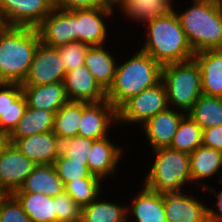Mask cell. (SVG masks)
<instances>
[{
  "instance_id": "15",
  "label": "cell",
  "mask_w": 222,
  "mask_h": 222,
  "mask_svg": "<svg viewBox=\"0 0 222 222\" xmlns=\"http://www.w3.org/2000/svg\"><path fill=\"white\" fill-rule=\"evenodd\" d=\"M36 166L11 144L0 158V186L9 194H13L20 189Z\"/></svg>"
},
{
  "instance_id": "19",
  "label": "cell",
  "mask_w": 222,
  "mask_h": 222,
  "mask_svg": "<svg viewBox=\"0 0 222 222\" xmlns=\"http://www.w3.org/2000/svg\"><path fill=\"white\" fill-rule=\"evenodd\" d=\"M26 108L27 102L21 84L0 82V132L10 134Z\"/></svg>"
},
{
  "instance_id": "32",
  "label": "cell",
  "mask_w": 222,
  "mask_h": 222,
  "mask_svg": "<svg viewBox=\"0 0 222 222\" xmlns=\"http://www.w3.org/2000/svg\"><path fill=\"white\" fill-rule=\"evenodd\" d=\"M203 129L186 113L177 127L170 148L192 153L202 145Z\"/></svg>"
},
{
  "instance_id": "14",
  "label": "cell",
  "mask_w": 222,
  "mask_h": 222,
  "mask_svg": "<svg viewBox=\"0 0 222 222\" xmlns=\"http://www.w3.org/2000/svg\"><path fill=\"white\" fill-rule=\"evenodd\" d=\"M110 141V137H103L93 140L88 158L87 166L91 174L102 181L107 177L115 176L118 165L122 162V146ZM110 175V176H109ZM112 175V176H111Z\"/></svg>"
},
{
  "instance_id": "25",
  "label": "cell",
  "mask_w": 222,
  "mask_h": 222,
  "mask_svg": "<svg viewBox=\"0 0 222 222\" xmlns=\"http://www.w3.org/2000/svg\"><path fill=\"white\" fill-rule=\"evenodd\" d=\"M105 46H90L85 56V66L107 92L114 82L118 61Z\"/></svg>"
},
{
  "instance_id": "22",
  "label": "cell",
  "mask_w": 222,
  "mask_h": 222,
  "mask_svg": "<svg viewBox=\"0 0 222 222\" xmlns=\"http://www.w3.org/2000/svg\"><path fill=\"white\" fill-rule=\"evenodd\" d=\"M194 59L201 70L202 94L222 97V49L197 52Z\"/></svg>"
},
{
  "instance_id": "17",
  "label": "cell",
  "mask_w": 222,
  "mask_h": 222,
  "mask_svg": "<svg viewBox=\"0 0 222 222\" xmlns=\"http://www.w3.org/2000/svg\"><path fill=\"white\" fill-rule=\"evenodd\" d=\"M185 114L184 111L168 107L142 125L141 130L153 150L170 147L179 122Z\"/></svg>"
},
{
  "instance_id": "31",
  "label": "cell",
  "mask_w": 222,
  "mask_h": 222,
  "mask_svg": "<svg viewBox=\"0 0 222 222\" xmlns=\"http://www.w3.org/2000/svg\"><path fill=\"white\" fill-rule=\"evenodd\" d=\"M204 130L222 125V98L202 94L188 112Z\"/></svg>"
},
{
  "instance_id": "18",
  "label": "cell",
  "mask_w": 222,
  "mask_h": 222,
  "mask_svg": "<svg viewBox=\"0 0 222 222\" xmlns=\"http://www.w3.org/2000/svg\"><path fill=\"white\" fill-rule=\"evenodd\" d=\"M64 85L69 101L95 103L106 99V91L85 65L66 72Z\"/></svg>"
},
{
  "instance_id": "40",
  "label": "cell",
  "mask_w": 222,
  "mask_h": 222,
  "mask_svg": "<svg viewBox=\"0 0 222 222\" xmlns=\"http://www.w3.org/2000/svg\"><path fill=\"white\" fill-rule=\"evenodd\" d=\"M202 145L222 151V125L204 129Z\"/></svg>"
},
{
  "instance_id": "43",
  "label": "cell",
  "mask_w": 222,
  "mask_h": 222,
  "mask_svg": "<svg viewBox=\"0 0 222 222\" xmlns=\"http://www.w3.org/2000/svg\"><path fill=\"white\" fill-rule=\"evenodd\" d=\"M10 196V194L0 186V207L2 206L3 202Z\"/></svg>"
},
{
  "instance_id": "7",
  "label": "cell",
  "mask_w": 222,
  "mask_h": 222,
  "mask_svg": "<svg viewBox=\"0 0 222 222\" xmlns=\"http://www.w3.org/2000/svg\"><path fill=\"white\" fill-rule=\"evenodd\" d=\"M166 86L161 80L156 85L143 90L127 100L118 110V127L120 125L140 124L168 108Z\"/></svg>"
},
{
  "instance_id": "42",
  "label": "cell",
  "mask_w": 222,
  "mask_h": 222,
  "mask_svg": "<svg viewBox=\"0 0 222 222\" xmlns=\"http://www.w3.org/2000/svg\"><path fill=\"white\" fill-rule=\"evenodd\" d=\"M11 144L10 135L5 132H0V158Z\"/></svg>"
},
{
  "instance_id": "23",
  "label": "cell",
  "mask_w": 222,
  "mask_h": 222,
  "mask_svg": "<svg viewBox=\"0 0 222 222\" xmlns=\"http://www.w3.org/2000/svg\"><path fill=\"white\" fill-rule=\"evenodd\" d=\"M192 184L206 190L208 178L215 177L222 171V151L201 145L189 154ZM205 180V183L202 182ZM197 182V183H196ZM201 184V185H200ZM200 185V186H199Z\"/></svg>"
},
{
  "instance_id": "20",
  "label": "cell",
  "mask_w": 222,
  "mask_h": 222,
  "mask_svg": "<svg viewBox=\"0 0 222 222\" xmlns=\"http://www.w3.org/2000/svg\"><path fill=\"white\" fill-rule=\"evenodd\" d=\"M142 186V190L133 195L131 204L127 205V218L133 222H167L164 212V194Z\"/></svg>"
},
{
  "instance_id": "6",
  "label": "cell",
  "mask_w": 222,
  "mask_h": 222,
  "mask_svg": "<svg viewBox=\"0 0 222 222\" xmlns=\"http://www.w3.org/2000/svg\"><path fill=\"white\" fill-rule=\"evenodd\" d=\"M168 106L188 113L202 95L201 70L196 60L170 63L162 67Z\"/></svg>"
},
{
  "instance_id": "10",
  "label": "cell",
  "mask_w": 222,
  "mask_h": 222,
  "mask_svg": "<svg viewBox=\"0 0 222 222\" xmlns=\"http://www.w3.org/2000/svg\"><path fill=\"white\" fill-rule=\"evenodd\" d=\"M113 7H99L75 10L76 41L90 46L105 45L108 37L106 20L115 12Z\"/></svg>"
},
{
  "instance_id": "41",
  "label": "cell",
  "mask_w": 222,
  "mask_h": 222,
  "mask_svg": "<svg viewBox=\"0 0 222 222\" xmlns=\"http://www.w3.org/2000/svg\"><path fill=\"white\" fill-rule=\"evenodd\" d=\"M210 191L209 193H214L217 199L215 206L217 205V209L209 208V219L210 222H222V189L218 192L213 186H208L205 190Z\"/></svg>"
},
{
  "instance_id": "2",
  "label": "cell",
  "mask_w": 222,
  "mask_h": 222,
  "mask_svg": "<svg viewBox=\"0 0 222 222\" xmlns=\"http://www.w3.org/2000/svg\"><path fill=\"white\" fill-rule=\"evenodd\" d=\"M39 43L36 28L5 25L0 30V82L21 84Z\"/></svg>"
},
{
  "instance_id": "5",
  "label": "cell",
  "mask_w": 222,
  "mask_h": 222,
  "mask_svg": "<svg viewBox=\"0 0 222 222\" xmlns=\"http://www.w3.org/2000/svg\"><path fill=\"white\" fill-rule=\"evenodd\" d=\"M154 161L144 174L143 185L151 191L165 194L185 191L192 184L189 154L170 147L152 150Z\"/></svg>"
},
{
  "instance_id": "38",
  "label": "cell",
  "mask_w": 222,
  "mask_h": 222,
  "mask_svg": "<svg viewBox=\"0 0 222 222\" xmlns=\"http://www.w3.org/2000/svg\"><path fill=\"white\" fill-rule=\"evenodd\" d=\"M0 222H31L18 200L10 194L0 207Z\"/></svg>"
},
{
  "instance_id": "29",
  "label": "cell",
  "mask_w": 222,
  "mask_h": 222,
  "mask_svg": "<svg viewBox=\"0 0 222 222\" xmlns=\"http://www.w3.org/2000/svg\"><path fill=\"white\" fill-rule=\"evenodd\" d=\"M98 196L87 206L81 208L80 222H125L127 205L117 204L116 201L100 200Z\"/></svg>"
},
{
  "instance_id": "39",
  "label": "cell",
  "mask_w": 222,
  "mask_h": 222,
  "mask_svg": "<svg viewBox=\"0 0 222 222\" xmlns=\"http://www.w3.org/2000/svg\"><path fill=\"white\" fill-rule=\"evenodd\" d=\"M54 7L60 10L90 9L111 7L107 0H52Z\"/></svg>"
},
{
  "instance_id": "4",
  "label": "cell",
  "mask_w": 222,
  "mask_h": 222,
  "mask_svg": "<svg viewBox=\"0 0 222 222\" xmlns=\"http://www.w3.org/2000/svg\"><path fill=\"white\" fill-rule=\"evenodd\" d=\"M184 10L175 13L194 53L222 49L221 3L193 1Z\"/></svg>"
},
{
  "instance_id": "21",
  "label": "cell",
  "mask_w": 222,
  "mask_h": 222,
  "mask_svg": "<svg viewBox=\"0 0 222 222\" xmlns=\"http://www.w3.org/2000/svg\"><path fill=\"white\" fill-rule=\"evenodd\" d=\"M27 107L53 112L69 101L64 82L38 86H21Z\"/></svg>"
},
{
  "instance_id": "45",
  "label": "cell",
  "mask_w": 222,
  "mask_h": 222,
  "mask_svg": "<svg viewBox=\"0 0 222 222\" xmlns=\"http://www.w3.org/2000/svg\"><path fill=\"white\" fill-rule=\"evenodd\" d=\"M193 1H201V2H215V3H221L222 0H192L191 2Z\"/></svg>"
},
{
  "instance_id": "12",
  "label": "cell",
  "mask_w": 222,
  "mask_h": 222,
  "mask_svg": "<svg viewBox=\"0 0 222 222\" xmlns=\"http://www.w3.org/2000/svg\"><path fill=\"white\" fill-rule=\"evenodd\" d=\"M43 45L58 48L76 41L75 10L55 8L36 27Z\"/></svg>"
},
{
  "instance_id": "47",
  "label": "cell",
  "mask_w": 222,
  "mask_h": 222,
  "mask_svg": "<svg viewBox=\"0 0 222 222\" xmlns=\"http://www.w3.org/2000/svg\"><path fill=\"white\" fill-rule=\"evenodd\" d=\"M125 222H133V221H131L129 218H126Z\"/></svg>"
},
{
  "instance_id": "34",
  "label": "cell",
  "mask_w": 222,
  "mask_h": 222,
  "mask_svg": "<svg viewBox=\"0 0 222 222\" xmlns=\"http://www.w3.org/2000/svg\"><path fill=\"white\" fill-rule=\"evenodd\" d=\"M58 177L64 185L70 181H77L82 178H97L88 169L87 161H71L61 152L53 163Z\"/></svg>"
},
{
  "instance_id": "26",
  "label": "cell",
  "mask_w": 222,
  "mask_h": 222,
  "mask_svg": "<svg viewBox=\"0 0 222 222\" xmlns=\"http://www.w3.org/2000/svg\"><path fill=\"white\" fill-rule=\"evenodd\" d=\"M15 192H32L56 197L65 192V187L53 164L37 165Z\"/></svg>"
},
{
  "instance_id": "24",
  "label": "cell",
  "mask_w": 222,
  "mask_h": 222,
  "mask_svg": "<svg viewBox=\"0 0 222 222\" xmlns=\"http://www.w3.org/2000/svg\"><path fill=\"white\" fill-rule=\"evenodd\" d=\"M173 3L175 4L174 0H122L116 7L125 19L146 24L174 11Z\"/></svg>"
},
{
  "instance_id": "33",
  "label": "cell",
  "mask_w": 222,
  "mask_h": 222,
  "mask_svg": "<svg viewBox=\"0 0 222 222\" xmlns=\"http://www.w3.org/2000/svg\"><path fill=\"white\" fill-rule=\"evenodd\" d=\"M99 178H82L64 185L65 192L82 208L102 194V183Z\"/></svg>"
},
{
  "instance_id": "36",
  "label": "cell",
  "mask_w": 222,
  "mask_h": 222,
  "mask_svg": "<svg viewBox=\"0 0 222 222\" xmlns=\"http://www.w3.org/2000/svg\"><path fill=\"white\" fill-rule=\"evenodd\" d=\"M93 140L75 136L61 141L60 152L71 161H87Z\"/></svg>"
},
{
  "instance_id": "13",
  "label": "cell",
  "mask_w": 222,
  "mask_h": 222,
  "mask_svg": "<svg viewBox=\"0 0 222 222\" xmlns=\"http://www.w3.org/2000/svg\"><path fill=\"white\" fill-rule=\"evenodd\" d=\"M185 192L164 194L167 222H210L208 204Z\"/></svg>"
},
{
  "instance_id": "30",
  "label": "cell",
  "mask_w": 222,
  "mask_h": 222,
  "mask_svg": "<svg viewBox=\"0 0 222 222\" xmlns=\"http://www.w3.org/2000/svg\"><path fill=\"white\" fill-rule=\"evenodd\" d=\"M84 102L68 101L54 115L53 133L60 141L77 136Z\"/></svg>"
},
{
  "instance_id": "8",
  "label": "cell",
  "mask_w": 222,
  "mask_h": 222,
  "mask_svg": "<svg viewBox=\"0 0 222 222\" xmlns=\"http://www.w3.org/2000/svg\"><path fill=\"white\" fill-rule=\"evenodd\" d=\"M65 65L58 48L39 43L28 74L21 86H38L64 82Z\"/></svg>"
},
{
  "instance_id": "35",
  "label": "cell",
  "mask_w": 222,
  "mask_h": 222,
  "mask_svg": "<svg viewBox=\"0 0 222 222\" xmlns=\"http://www.w3.org/2000/svg\"><path fill=\"white\" fill-rule=\"evenodd\" d=\"M90 45L82 42H72L58 47L66 72L85 65V56Z\"/></svg>"
},
{
  "instance_id": "16",
  "label": "cell",
  "mask_w": 222,
  "mask_h": 222,
  "mask_svg": "<svg viewBox=\"0 0 222 222\" xmlns=\"http://www.w3.org/2000/svg\"><path fill=\"white\" fill-rule=\"evenodd\" d=\"M11 142L36 165L53 164L60 155L61 141L53 131L11 140Z\"/></svg>"
},
{
  "instance_id": "11",
  "label": "cell",
  "mask_w": 222,
  "mask_h": 222,
  "mask_svg": "<svg viewBox=\"0 0 222 222\" xmlns=\"http://www.w3.org/2000/svg\"><path fill=\"white\" fill-rule=\"evenodd\" d=\"M116 124L117 109L107 99L95 103L84 102L77 136L92 140L107 137Z\"/></svg>"
},
{
  "instance_id": "9",
  "label": "cell",
  "mask_w": 222,
  "mask_h": 222,
  "mask_svg": "<svg viewBox=\"0 0 222 222\" xmlns=\"http://www.w3.org/2000/svg\"><path fill=\"white\" fill-rule=\"evenodd\" d=\"M54 9L52 0H0L5 25L36 28Z\"/></svg>"
},
{
  "instance_id": "3",
  "label": "cell",
  "mask_w": 222,
  "mask_h": 222,
  "mask_svg": "<svg viewBox=\"0 0 222 222\" xmlns=\"http://www.w3.org/2000/svg\"><path fill=\"white\" fill-rule=\"evenodd\" d=\"M122 64L118 61L106 99L118 110L131 97L162 80V65L141 49Z\"/></svg>"
},
{
  "instance_id": "28",
  "label": "cell",
  "mask_w": 222,
  "mask_h": 222,
  "mask_svg": "<svg viewBox=\"0 0 222 222\" xmlns=\"http://www.w3.org/2000/svg\"><path fill=\"white\" fill-rule=\"evenodd\" d=\"M54 113L27 107L17 126L9 134L11 140H18L38 133L51 132L54 127Z\"/></svg>"
},
{
  "instance_id": "44",
  "label": "cell",
  "mask_w": 222,
  "mask_h": 222,
  "mask_svg": "<svg viewBox=\"0 0 222 222\" xmlns=\"http://www.w3.org/2000/svg\"><path fill=\"white\" fill-rule=\"evenodd\" d=\"M109 5L116 9V6L122 1V0H107Z\"/></svg>"
},
{
  "instance_id": "37",
  "label": "cell",
  "mask_w": 222,
  "mask_h": 222,
  "mask_svg": "<svg viewBox=\"0 0 222 222\" xmlns=\"http://www.w3.org/2000/svg\"><path fill=\"white\" fill-rule=\"evenodd\" d=\"M57 222H80L81 207L66 193L53 197Z\"/></svg>"
},
{
  "instance_id": "1",
  "label": "cell",
  "mask_w": 222,
  "mask_h": 222,
  "mask_svg": "<svg viewBox=\"0 0 222 222\" xmlns=\"http://www.w3.org/2000/svg\"><path fill=\"white\" fill-rule=\"evenodd\" d=\"M146 36L141 50L162 66L194 58V51L175 10L144 24Z\"/></svg>"
},
{
  "instance_id": "27",
  "label": "cell",
  "mask_w": 222,
  "mask_h": 222,
  "mask_svg": "<svg viewBox=\"0 0 222 222\" xmlns=\"http://www.w3.org/2000/svg\"><path fill=\"white\" fill-rule=\"evenodd\" d=\"M21 204L31 222H57L53 197L32 192L12 194Z\"/></svg>"
},
{
  "instance_id": "46",
  "label": "cell",
  "mask_w": 222,
  "mask_h": 222,
  "mask_svg": "<svg viewBox=\"0 0 222 222\" xmlns=\"http://www.w3.org/2000/svg\"><path fill=\"white\" fill-rule=\"evenodd\" d=\"M5 26L1 16H0V30Z\"/></svg>"
}]
</instances>
